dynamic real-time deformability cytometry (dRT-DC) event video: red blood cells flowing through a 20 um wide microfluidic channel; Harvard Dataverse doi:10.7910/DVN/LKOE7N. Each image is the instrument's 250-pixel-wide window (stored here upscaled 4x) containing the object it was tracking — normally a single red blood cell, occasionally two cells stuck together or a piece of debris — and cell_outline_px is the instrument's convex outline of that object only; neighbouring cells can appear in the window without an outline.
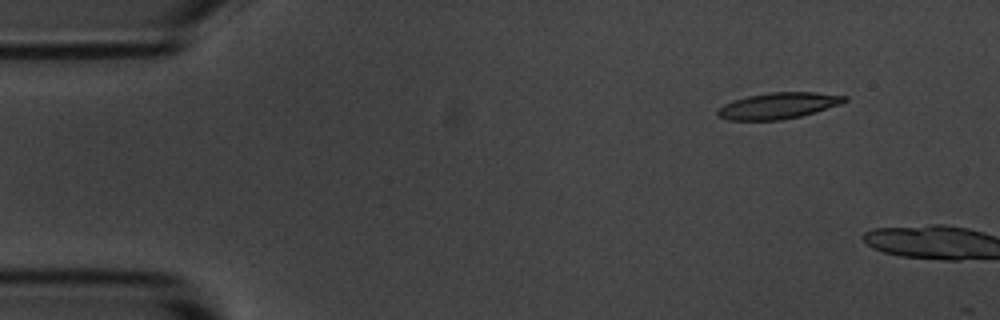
{"species": "common noctule bat (a hibernating species)", "species_latin": "Nyctalus noctula", "temperature_condition": "room temperature", "stored_images_in_passage": 2, "camera_frame_rate_fps": 3000, "um_per_image_px": 0.085, "animal": {"sex": "male", "body_mass_g": 20.1, "forearm_length_mm": 53.5}, "frame": {"image": 1, "passage_image": 1, "time_ms": 0.0, "image_size_px": [1000, 320], "cell_outline_px": [[848, 100], [840, 104], [816, 112], [784, 120], [728, 120], [716, 116], [716, 112], [724, 104], [732, 100], [748, 96], [768, 92], [816, 92], [848, 96]], "centroid_in_image_um": [66.15, 8.98], "position_along_channel_um": 18.8, "area_um2": 19.54}}